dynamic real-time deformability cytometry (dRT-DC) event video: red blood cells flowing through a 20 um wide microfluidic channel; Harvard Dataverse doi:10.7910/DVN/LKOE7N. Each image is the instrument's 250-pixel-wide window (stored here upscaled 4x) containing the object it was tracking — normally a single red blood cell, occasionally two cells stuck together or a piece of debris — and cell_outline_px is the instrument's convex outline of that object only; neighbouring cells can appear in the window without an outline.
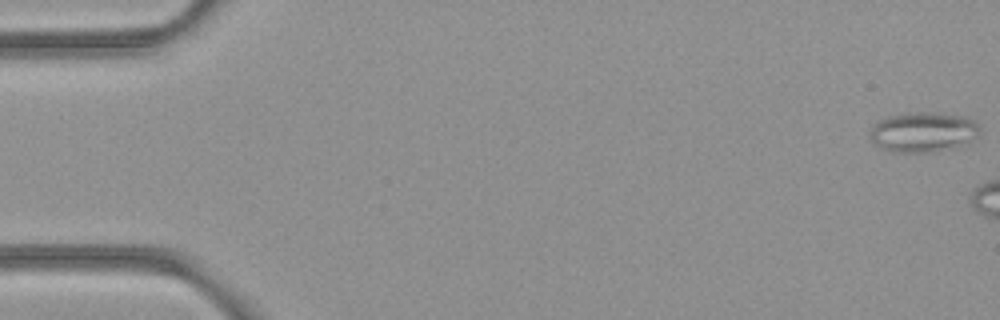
{"species": "common noctule bat (a hibernating species)", "species_latin": "Nyctalus noctula", "temperature_condition": "room temperature", "stored_images_in_passage": 6, "camera_frame_rate_fps": 3000, "um_per_image_px": 0.085, "animal": {"sex": "female", "body_mass_g": 21.9}, "frame": {"image": 1, "passage_image": 1, "time_ms": 0.0, "image_size_px": [1000, 320], "cell_outline_px": [[980, 132], [976, 136], [968, 140], [928, 152], [896, 152], [880, 148], [872, 140], [868, 132], [872, 124], [888, 116], [920, 112], [932, 112], [964, 116], [972, 120], [980, 128]], "centroid_in_image_um": [78.37, 11.19], "position_along_channel_um": 6.6, "area_um2": 24.8}}